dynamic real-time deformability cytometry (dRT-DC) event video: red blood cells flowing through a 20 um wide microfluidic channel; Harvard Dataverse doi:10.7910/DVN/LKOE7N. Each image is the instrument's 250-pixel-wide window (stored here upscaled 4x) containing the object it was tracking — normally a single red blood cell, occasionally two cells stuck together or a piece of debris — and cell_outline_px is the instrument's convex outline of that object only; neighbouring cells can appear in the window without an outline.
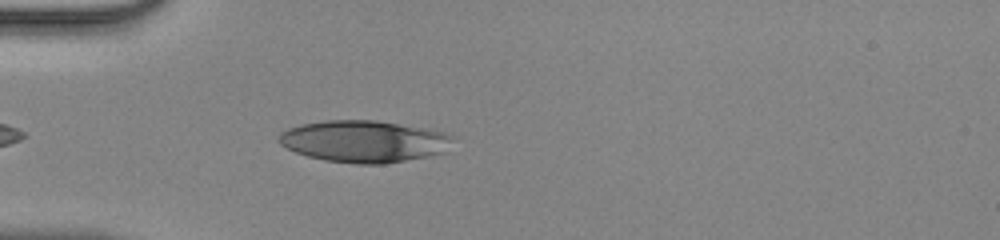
{"species": "human", "species_latin": "Homo sapiens", "temperature_condition": "room temperature", "stored_images_in_passage": 33, "camera_frame_rate_fps": 3000, "um_per_image_px": 0.085, "donor": {"sex": "male"}, "frame": {"image": 1, "passage_image": 3, "time_ms": 0.667, "image_size_px": [1000, 240], "cell_outline_px": [[452, 140], [448, 152], [428, 156], [384, 164], [356, 164], [324, 160], [308, 156], [296, 152], [280, 144], [276, 140], [280, 132], [288, 128], [300, 124], [324, 120], [376, 120], [424, 128], [444, 132], [452, 136]], "centroid_in_image_um": [30.93, 12.01], "position_along_channel_um": 54.1, "area_um2": 42.66}}
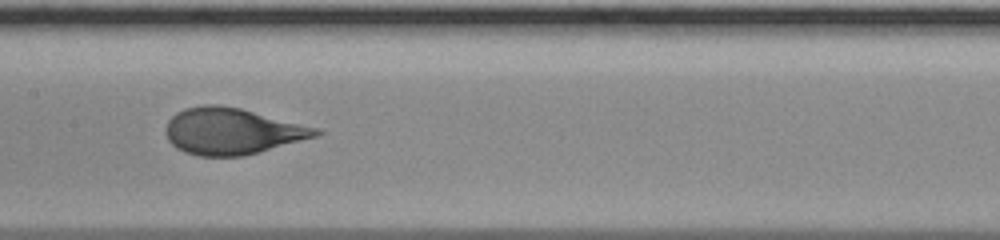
{"frame": {"image": 2, "passage_image": 13, "time_ms": 4.0, "image_size_px": [1000, 240], "cell_outline_px": [[324, 132], [316, 136], [244, 156], [200, 156], [184, 152], [176, 148], [168, 140], [168, 120], [176, 112], [184, 108], [204, 104], [216, 104], [240, 108], [320, 128]], "centroid_in_image_um": [19.73, 11.14], "position_along_channel_um": 187.7, "area_um2": 40.34}}
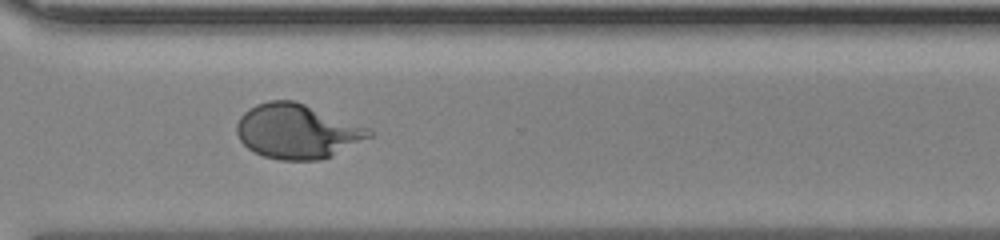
{"frame": {"image": 3, "passage_image": 24, "time_ms": 7.667, "image_size_px": [1000, 240], "cell_outline_px": [[372, 136], [332, 156], [320, 160], [280, 160], [264, 156], [248, 148], [240, 140], [236, 132], [236, 124], [240, 116], [248, 108], [256, 104], [268, 100], [292, 100], [304, 104], [372, 128]], "centroid_in_image_um": [25.26, 11.16], "position_along_channel_um": 345.3, "area_um2": 42.14}}